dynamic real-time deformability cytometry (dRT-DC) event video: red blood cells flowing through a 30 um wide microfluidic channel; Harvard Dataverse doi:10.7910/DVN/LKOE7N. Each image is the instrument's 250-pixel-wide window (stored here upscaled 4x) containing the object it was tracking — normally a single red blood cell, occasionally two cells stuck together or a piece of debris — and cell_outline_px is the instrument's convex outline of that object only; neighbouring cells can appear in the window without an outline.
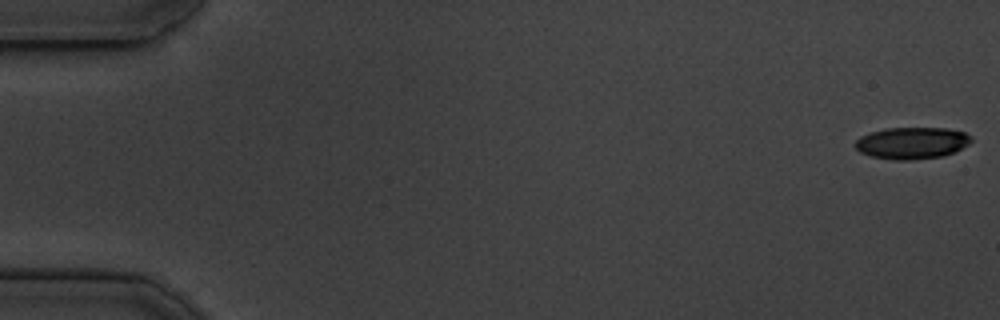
{"species": "common noctule bat (a hibernating species)", "species_latin": "Nyctalus noctula", "temperature_condition": "cold", "stored_images_in_passage": 54, "camera_frame_rate_fps": 3000, "um_per_image_px": 0.085, "animal": {"sex": "male", "body_mass_g": 19.5, "forearm_length_mm": 54.6}, "frame": {"image": 1, "passage_image": 1, "time_ms": 0.0, "image_size_px": [1000, 320], "cell_outline_px": [[972, 140], [968, 144], [956, 152], [944, 156], [912, 160], [896, 160], [872, 156], [860, 152], [856, 148], [856, 140], [860, 136], [884, 128], [948, 128], [964, 132], [972, 136]], "centroid_in_image_um": [77.55, 12.15], "position_along_channel_um": 7.5, "area_um2": 21.56}}
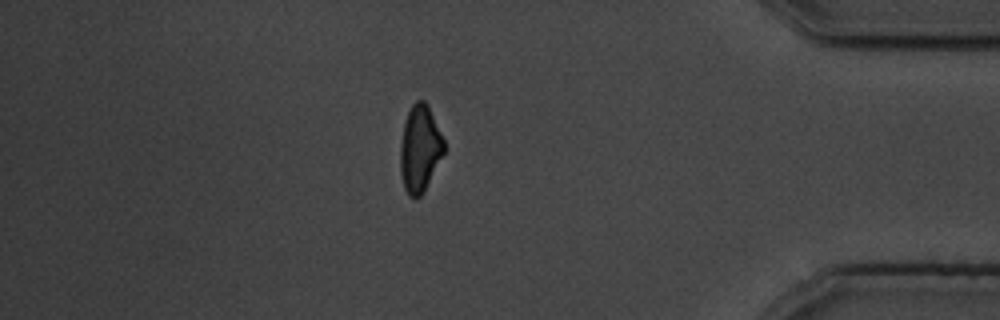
{"frame": {"image": 2, "passage_image": 47, "time_ms": 15.333, "image_size_px": [1000, 320], "cell_outline_px": [[444, 152], [424, 192], [420, 196], [408, 196], [404, 188], [400, 172], [400, 148], [404, 120], [412, 104], [416, 100], [424, 100], [428, 104], [444, 140]], "centroid_in_image_um": [35.68, 12.62], "position_along_channel_um": 399.5, "area_um2": 22.08}}
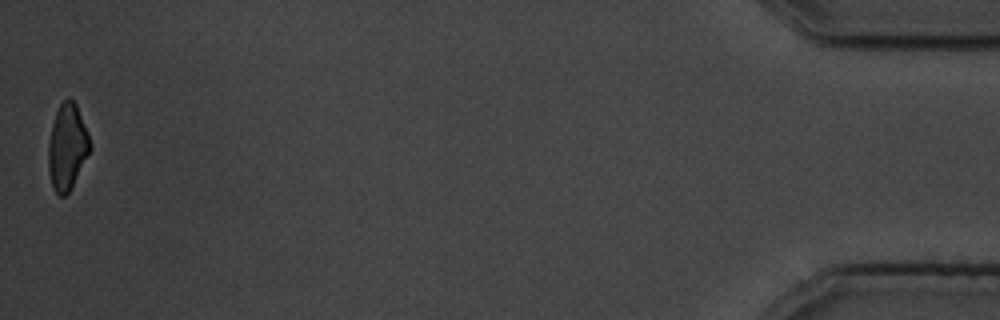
{"frame": {"image": 3, "passage_image": 54, "time_ms": 17.667, "image_size_px": [1000, 320], "cell_outline_px": [[92, 148], [68, 192], [64, 196], [60, 196], [52, 188], [48, 172], [48, 144], [52, 124], [56, 112], [60, 104], [68, 96], [76, 104], [88, 132], [92, 144]], "centroid_in_image_um": [5.71, 12.48], "position_along_channel_um": 429.5, "area_um2": 20.87}, "authors_computed_cell_mechanics": {"area_um2": 22.8888, "velocity_mm_per_s": 3.7319, "shape_relaxation_time_tau1_ms": 3.8253, "shape_relaxation_time_tau2_ms": 4.6681, "deformation_change_tau1": 0.1071, "deformation_change_tau2": 0.141}}